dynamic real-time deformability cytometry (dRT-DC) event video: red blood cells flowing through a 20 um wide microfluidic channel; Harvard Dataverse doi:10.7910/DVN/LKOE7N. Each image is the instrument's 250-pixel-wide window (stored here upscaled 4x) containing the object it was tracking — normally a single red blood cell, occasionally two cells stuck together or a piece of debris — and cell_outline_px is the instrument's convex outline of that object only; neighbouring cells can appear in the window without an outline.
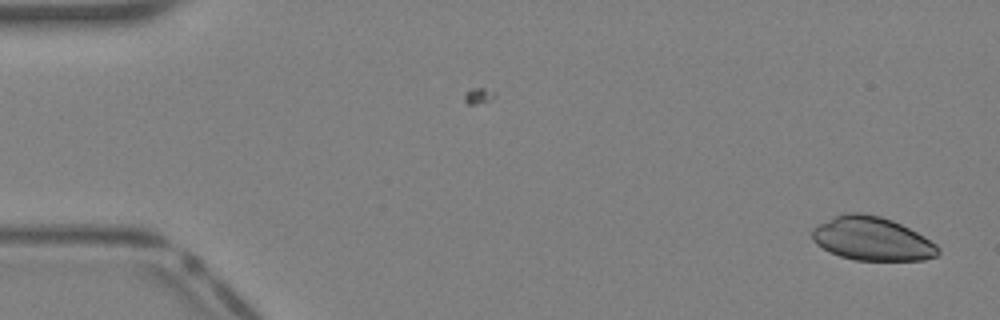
{"species": "Egyptian fruit bat (a non-hibernating species)", "species_latin": "Rousettus aegyptiacus", "temperature_condition": "warm", "stored_images_in_passage": 11, "camera_frame_rate_fps": 3000, "um_per_image_px": 0.085, "animal": {"sex": "female"}, "frame": {"image": 1, "passage_image": 1, "time_ms": 0.0, "image_size_px": [1000, 320], "cell_outline_px": [[940, 252], [936, 256], [924, 260], [856, 260], [840, 256], [828, 252], [816, 244], [812, 240], [812, 228], [816, 224], [844, 212], [860, 212], [880, 216], [892, 220], [924, 236], [936, 244], [940, 248]], "centroid_in_image_um": [74.09, 20.29], "position_along_channel_um": 10.9, "area_um2": 32.19}}